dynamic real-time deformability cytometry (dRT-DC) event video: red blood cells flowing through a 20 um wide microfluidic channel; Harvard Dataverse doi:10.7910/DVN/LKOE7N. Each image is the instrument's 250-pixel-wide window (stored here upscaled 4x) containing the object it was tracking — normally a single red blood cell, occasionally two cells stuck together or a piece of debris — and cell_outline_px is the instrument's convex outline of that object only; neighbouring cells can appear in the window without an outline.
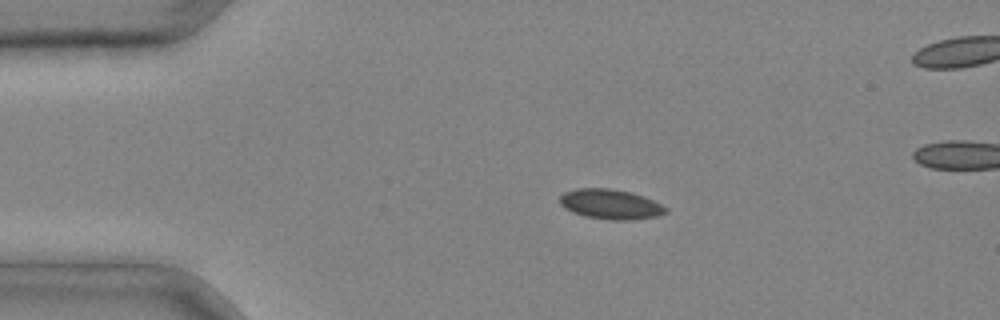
{"species": "common noctule bat (a hibernating species)", "species_latin": "Nyctalus noctula", "temperature_condition": "cold", "stored_images_in_passage": 2, "camera_frame_rate_fps": 3000, "um_per_image_px": 0.085, "animal": {"sex": "male", "body_mass_g": 20.4}, "frame": {"image": 1, "passage_image": 1, "time_ms": 0.0, "image_size_px": [1000, 320], "cell_outline_px": [[668, 212], [656, 216], [632, 220], [608, 220], [588, 216], [572, 212], [564, 208], [560, 204], [560, 196], [564, 192], [576, 188], [612, 188], [632, 192], [644, 196], [668, 208]], "centroid_in_image_um": [51.89, 17.35], "position_along_channel_um": 33.1, "area_um2": 18.55}}